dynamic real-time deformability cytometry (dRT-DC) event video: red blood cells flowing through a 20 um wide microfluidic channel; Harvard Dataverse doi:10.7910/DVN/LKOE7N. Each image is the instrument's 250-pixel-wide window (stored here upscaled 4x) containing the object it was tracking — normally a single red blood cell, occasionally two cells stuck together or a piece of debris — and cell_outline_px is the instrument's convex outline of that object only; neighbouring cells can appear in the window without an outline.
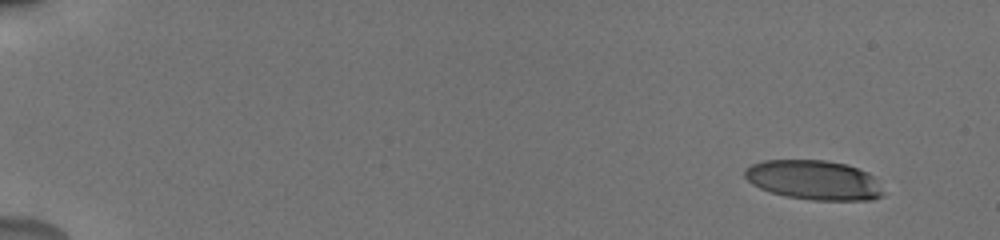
{"species": "human", "species_latin": "Homo sapiens", "temperature_condition": "cold", "stored_images_in_passage": 52, "camera_frame_rate_fps": 3000, "um_per_image_px": 0.085, "donor": {"sex": "male"}, "frame": {"image": 1, "passage_image": 1, "time_ms": 0.0, "image_size_px": [1000, 240], "cell_outline_px": [[884, 196], [872, 200], [812, 200], [784, 196], [760, 188], [752, 184], [744, 176], [744, 168], [752, 164], [764, 160], [824, 160], [848, 164], [868, 172], [876, 176], [884, 192]], "centroid_in_image_um": [69.23, 15.3], "position_along_channel_um": 15.8, "area_um2": 32.31}}
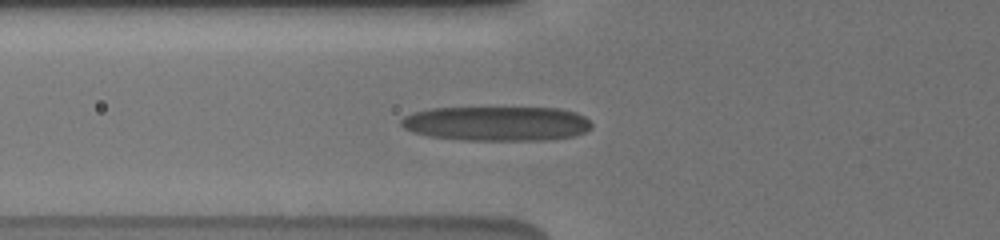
{"frame": {"image": 2, "passage_image": 19, "time_ms": 6.0, "image_size_px": [1000, 240], "cell_outline_px": [[592, 128], [584, 132], [572, 136], [544, 140], [464, 140], [428, 136], [412, 132], [404, 128], [400, 124], [400, 120], [404, 116], [412, 112], [432, 108], [560, 108], [576, 112], [584, 116], [592, 124]], "centroid_in_image_um": [42.2, 10.5], "position_along_channel_um": 83.6, "area_um2": 38.49}}
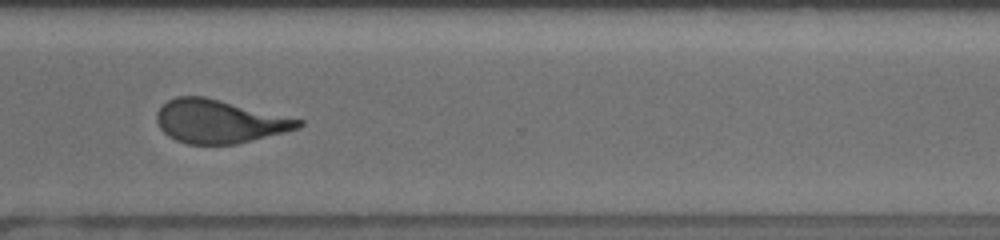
{"frame": {"image": 3, "passage_image": 40, "time_ms": 13.0, "image_size_px": [1000, 240], "cell_outline_px": [[304, 124], [300, 128], [236, 144], [188, 144], [176, 140], [168, 136], [160, 128], [156, 120], [156, 112], [168, 100], [176, 96], [204, 96], [304, 120]], "centroid_in_image_um": [18.63, 10.32], "position_along_channel_um": 352.0, "area_um2": 35.66}, "authors_computed_cell_mechanics": {"area_um2": 36.1539, "velocity_mm_per_s": 3.8405, "shape_relaxation_time_tau1_ms": 4.778, "shape_relaxation_time_tau2_ms": 1.5918, "deformation_change_tau1": 0.2006, "deformation_change_tau2": 0.1091}}